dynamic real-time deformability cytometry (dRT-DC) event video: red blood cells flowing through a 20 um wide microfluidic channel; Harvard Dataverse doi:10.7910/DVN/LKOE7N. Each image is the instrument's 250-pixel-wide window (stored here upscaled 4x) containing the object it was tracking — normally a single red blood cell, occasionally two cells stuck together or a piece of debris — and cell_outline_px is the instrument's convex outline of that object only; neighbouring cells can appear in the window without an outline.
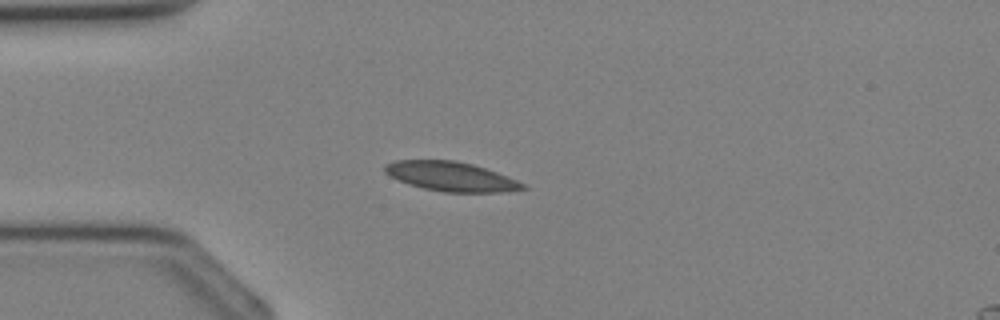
{"species": "Egyptian fruit bat (a non-hibernating species)", "species_latin": "Rousettus aegyptiacus", "temperature_condition": "cold", "stored_images_in_passage": 31, "camera_frame_rate_fps": 3000, "um_per_image_px": 0.085, "animal": {"sex": "female"}, "frame": {"image": 1, "passage_image": 7, "time_ms": 2.0, "image_size_px": [1000, 320], "cell_outline_px": [[528, 188], [508, 192], [444, 192], [424, 188], [408, 184], [388, 176], [384, 172], [384, 164], [392, 160], [456, 160], [472, 164], [496, 172], [516, 180], [524, 184]], "centroid_in_image_um": [38.29, 15.0], "position_along_channel_um": 46.7, "area_um2": 23.7}}
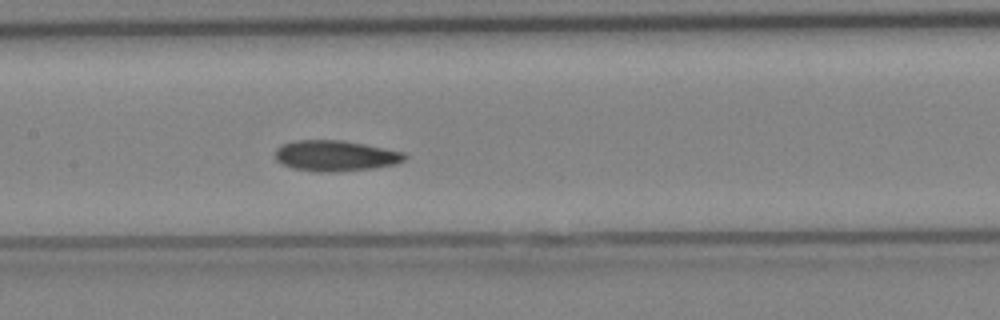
{"frame": {"image": 2, "passage_image": 15, "time_ms": 4.667, "image_size_px": [1000, 320], "cell_outline_px": [[408, 156], [404, 160], [392, 164], [372, 168], [336, 172], [316, 172], [292, 168], [280, 164], [276, 160], [276, 148], [280, 144], [292, 140], [340, 140], [364, 144], [404, 152]], "centroid_in_image_um": [28.44, 13.24], "position_along_channel_um": 179.0, "area_um2": 23.29}}
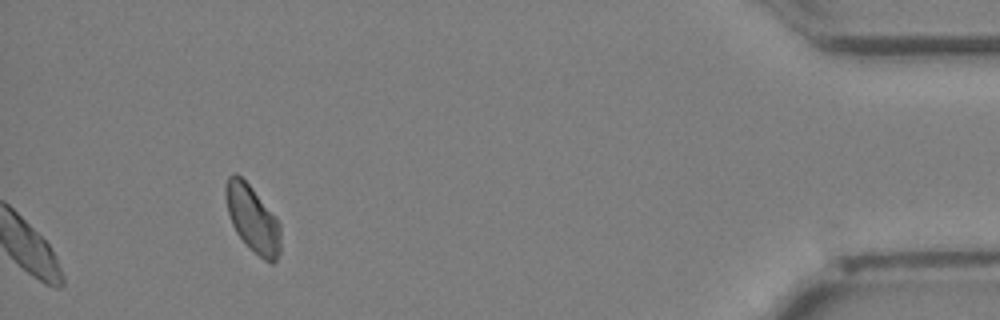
{"frame": {"image": 3, "passage_image": 31, "time_ms": 10.0, "image_size_px": [1000, 320], "cell_outline_px": [[280, 252], [276, 260], [272, 264], [264, 260], [248, 248], [244, 244], [236, 232], [232, 224], [228, 212], [224, 196], [224, 184], [228, 176], [232, 172], [236, 172], [252, 188], [280, 224]], "centroid_in_image_um": [21.43, 18.6], "position_along_channel_um": 413.8, "area_um2": 21.44}}